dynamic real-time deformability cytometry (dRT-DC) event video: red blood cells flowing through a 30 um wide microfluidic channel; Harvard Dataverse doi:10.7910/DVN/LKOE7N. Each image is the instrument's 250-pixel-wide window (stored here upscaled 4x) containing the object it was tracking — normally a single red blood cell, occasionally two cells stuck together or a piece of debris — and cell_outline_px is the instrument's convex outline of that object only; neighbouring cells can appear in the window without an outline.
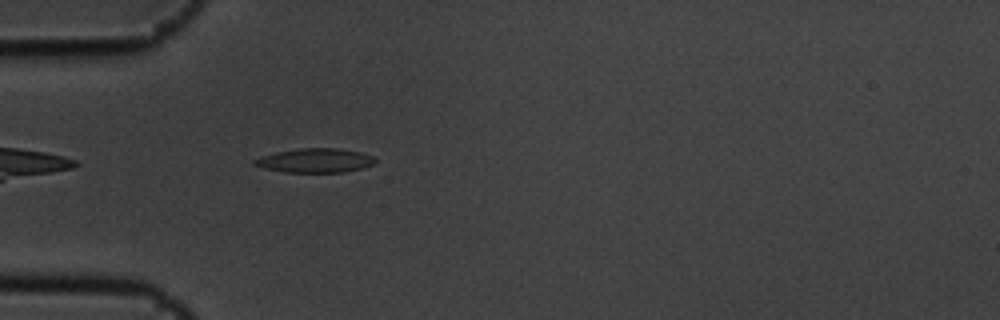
{"species": "common noctule bat (a hibernating species)", "species_latin": "Nyctalus noctula", "temperature_condition": "cold", "stored_images_in_passage": 3, "camera_frame_rate_fps": 3000, "um_per_image_px": 0.085, "animal": {"sex": "male", "body_mass_g": 19.5, "forearm_length_mm": 54.6}, "frame": {"image": 1, "passage_image": 3, "time_ms": 0.667, "image_size_px": [1000, 320], "cell_outline_px": [[376, 164], [364, 168], [344, 172], [284, 172], [264, 168], [252, 164], [252, 160], [260, 156], [276, 152], [300, 148], [340, 148], [360, 152], [372, 156], [376, 160]], "centroid_in_image_um": [26.79, 13.64], "position_along_channel_um": 58.2, "area_um2": 17.17}}